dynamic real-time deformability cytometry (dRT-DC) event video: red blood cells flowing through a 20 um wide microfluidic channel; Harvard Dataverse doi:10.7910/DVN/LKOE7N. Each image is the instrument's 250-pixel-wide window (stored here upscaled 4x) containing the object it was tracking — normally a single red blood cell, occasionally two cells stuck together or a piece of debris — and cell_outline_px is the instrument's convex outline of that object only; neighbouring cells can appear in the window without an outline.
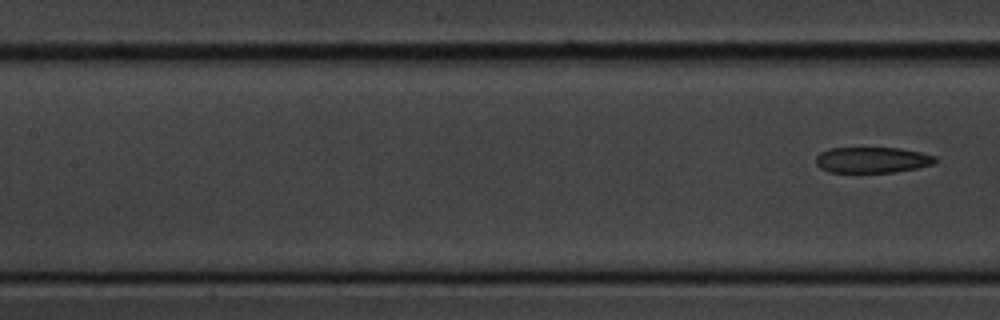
{"species": "common noctule bat (a hibernating species)", "species_latin": "Nyctalus noctula", "temperature_condition": "cold", "stored_images_in_passage": 8, "segment_of_instrument_passage": [2, 2], "camera_frame_rate_fps": 3000, "um_per_image_px": 0.085, "animal": {"sex": "male", "body_mass_g": 20.1, "forearm_length_mm": 53.5}, "frame": {"image": 1, "passage_image": 8, "time_ms": 9.333, "image_size_px": [1000, 320], "cell_outline_px": [[936, 160], [932, 164], [916, 168], [896, 172], [828, 172], [820, 168], [816, 164], [816, 156], [820, 152], [828, 148], [900, 148], [920, 152], [936, 156]], "centroid_in_image_um": [74.1, 13.59], "position_along_channel_um": 133.3, "area_um2": 17.98}}